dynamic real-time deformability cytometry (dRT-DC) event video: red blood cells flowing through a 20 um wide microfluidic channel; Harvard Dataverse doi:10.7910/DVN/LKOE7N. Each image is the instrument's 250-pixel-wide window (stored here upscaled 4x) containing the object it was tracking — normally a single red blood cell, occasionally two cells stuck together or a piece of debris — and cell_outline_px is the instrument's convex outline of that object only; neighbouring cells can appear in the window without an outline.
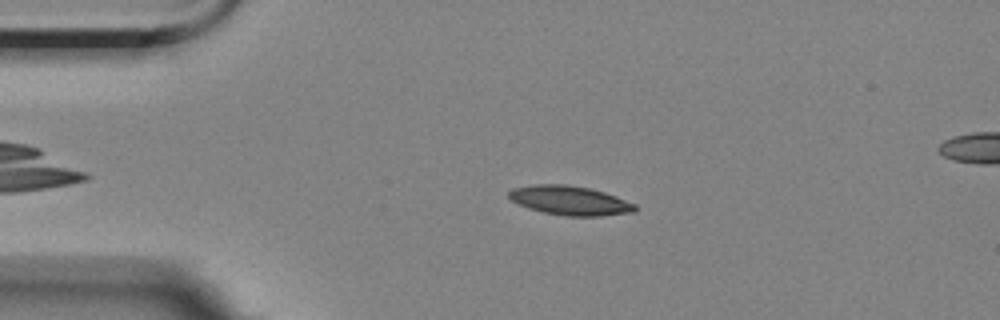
{"species": "Egyptian fruit bat (a non-hibernating species)", "species_latin": "Rousettus aegyptiacus", "temperature_condition": "room temperature", "stored_images_in_passage": 5, "camera_frame_rate_fps": 3000, "um_per_image_px": 0.085, "animal": {"sex": "female"}, "frame": {"image": 1, "passage_image": 2, "time_ms": 1.333, "image_size_px": [1000, 320], "cell_outline_px": [[636, 212], [600, 216], [564, 216], [544, 212], [528, 208], [512, 200], [508, 196], [508, 192], [512, 188], [536, 184], [568, 184], [588, 188], [604, 192], [616, 196], [636, 204]], "centroid_in_image_um": [48.46, 17.04], "position_along_channel_um": 36.5, "area_um2": 21.5}}